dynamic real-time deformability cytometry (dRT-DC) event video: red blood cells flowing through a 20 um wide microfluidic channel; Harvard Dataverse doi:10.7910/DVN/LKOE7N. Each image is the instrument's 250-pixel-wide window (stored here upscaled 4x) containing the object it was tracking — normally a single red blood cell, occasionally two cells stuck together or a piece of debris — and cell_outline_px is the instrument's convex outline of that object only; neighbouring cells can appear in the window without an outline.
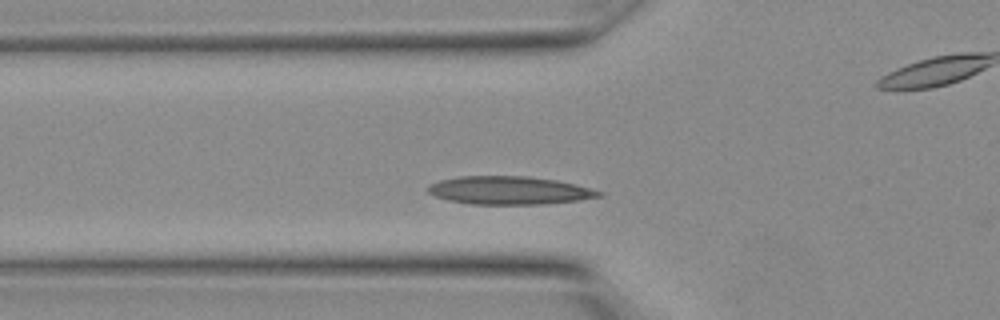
{"species": "Egyptian fruit bat (a non-hibernating species)", "species_latin": "Rousettus aegyptiacus", "temperature_condition": "warm", "stored_images_in_passage": 11, "camera_frame_rate_fps": 3000, "um_per_image_px": 0.085, "animal": {"sex": "female"}, "frame": {"image": 1, "passage_image": 4, "time_ms": 1.0, "image_size_px": [1000, 320], "cell_outline_px": [[604, 196], [580, 200], [540, 204], [472, 204], [448, 200], [436, 196], [428, 192], [428, 188], [432, 184], [440, 180], [460, 176], [528, 176], [556, 180], [604, 192]], "centroid_in_image_um": [43.31, 16.18], "position_along_channel_um": 82.5, "area_um2": 27.74}}
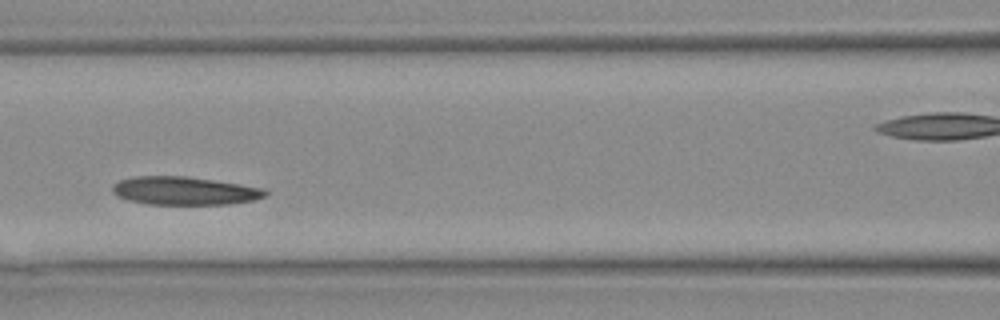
{"frame": {"image": 2, "passage_image": 7, "time_ms": 2.0, "image_size_px": [1000, 320], "cell_outline_px": [[268, 196], [252, 200], [228, 204], [148, 204], [128, 200], [116, 196], [112, 192], [112, 184], [120, 180], [136, 176], [188, 176], [240, 184], [264, 188], [268, 192]], "centroid_in_image_um": [15.67, 16.21], "position_along_channel_um": 150.9, "area_um2": 25.2}}